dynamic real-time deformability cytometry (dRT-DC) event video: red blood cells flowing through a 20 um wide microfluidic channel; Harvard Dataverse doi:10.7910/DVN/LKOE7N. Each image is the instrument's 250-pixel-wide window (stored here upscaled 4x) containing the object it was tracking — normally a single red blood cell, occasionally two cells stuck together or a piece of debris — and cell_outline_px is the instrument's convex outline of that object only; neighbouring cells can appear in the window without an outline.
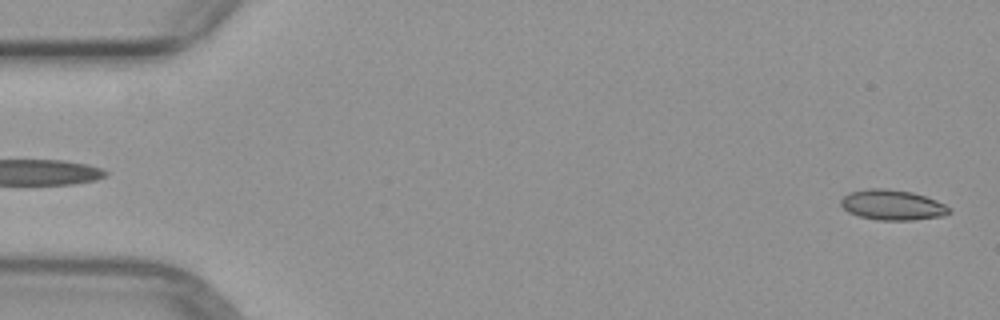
{"species": "common noctule bat (a hibernating species)", "species_latin": "Nyctalus noctula", "temperature_condition": "warm", "stored_images_in_passage": 5, "camera_frame_rate_fps": 3000, "um_per_image_px": 0.085, "animal": {"sex": "female", "body_mass_g": 29.2, "forearm_length_mm": 56.3}, "frame": {"image": 1, "passage_image": 5, "time_ms": 4.667, "image_size_px": [1000, 320], "cell_outline_px": [[952, 212], [944, 216], [912, 220], [876, 220], [860, 216], [848, 212], [840, 204], [840, 200], [844, 196], [852, 192], [868, 188], [884, 188], [912, 192], [936, 200], [952, 208]], "centroid_in_image_um": [75.88, 17.43], "position_along_channel_um": 9.1, "area_um2": 19.13}}